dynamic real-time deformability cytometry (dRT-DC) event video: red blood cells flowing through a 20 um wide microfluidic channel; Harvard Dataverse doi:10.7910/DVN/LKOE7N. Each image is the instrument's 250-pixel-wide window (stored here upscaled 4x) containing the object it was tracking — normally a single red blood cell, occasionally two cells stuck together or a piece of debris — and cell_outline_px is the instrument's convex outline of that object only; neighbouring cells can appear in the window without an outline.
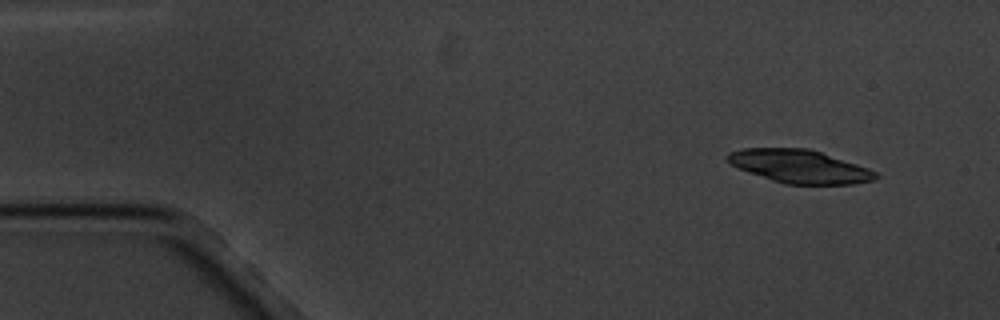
{"species": "common noctule bat (a hibernating species)", "species_latin": "Nyctalus noctula", "temperature_condition": "cold", "stored_images_in_passage": 5, "camera_frame_rate_fps": 3000, "um_per_image_px": 0.085, "animal": {"sex": "male", "body_mass_g": 20.1, "forearm_length_mm": 53.5}, "frame": {"image": 1, "passage_image": 1, "time_ms": 0.0, "image_size_px": [1000, 320], "cell_outline_px": [[880, 176], [872, 180], [852, 184], [784, 184], [748, 172], [732, 164], [728, 160], [728, 152], [744, 148], [808, 148], [868, 168], [876, 172]], "centroid_in_image_um": [67.97, 14.14], "position_along_channel_um": 17.0, "area_um2": 28.26}}